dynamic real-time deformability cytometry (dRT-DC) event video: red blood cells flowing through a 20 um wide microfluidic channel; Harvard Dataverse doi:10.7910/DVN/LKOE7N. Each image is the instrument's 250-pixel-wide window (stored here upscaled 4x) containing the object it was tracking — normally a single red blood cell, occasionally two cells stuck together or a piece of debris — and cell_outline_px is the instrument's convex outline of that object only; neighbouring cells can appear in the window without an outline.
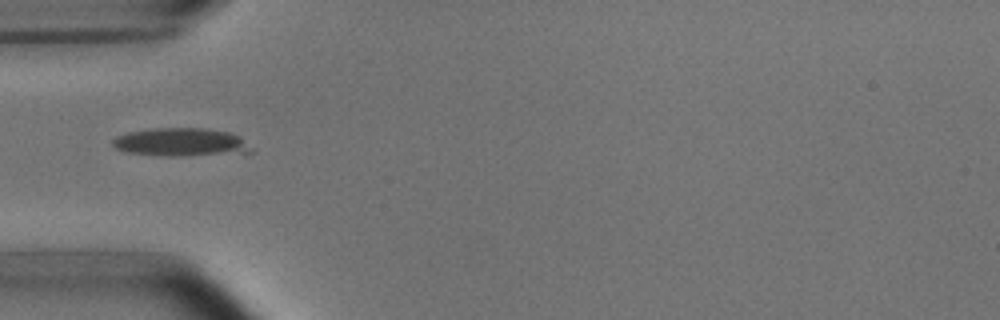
{"species": "common noctule bat (a hibernating species)", "species_latin": "Nyctalus noctula", "temperature_condition": "room temperature", "stored_images_in_passage": 6, "camera_frame_rate_fps": 3000, "um_per_image_px": 0.085, "animal": {"sex": "male", "body_mass_g": 15.6}, "frame": {"image": 1, "passage_image": 5, "time_ms": 5.0, "image_size_px": [1000, 320], "cell_outline_px": [[252, 152], [172, 156], [128, 152], [116, 148], [112, 144], [112, 140], [116, 136], [128, 132], [152, 128], [204, 128], [228, 132], [240, 136], [252, 148]], "centroid_in_image_um": [15.37, 12.07], "position_along_channel_um": 69.6, "area_um2": 22.48}}